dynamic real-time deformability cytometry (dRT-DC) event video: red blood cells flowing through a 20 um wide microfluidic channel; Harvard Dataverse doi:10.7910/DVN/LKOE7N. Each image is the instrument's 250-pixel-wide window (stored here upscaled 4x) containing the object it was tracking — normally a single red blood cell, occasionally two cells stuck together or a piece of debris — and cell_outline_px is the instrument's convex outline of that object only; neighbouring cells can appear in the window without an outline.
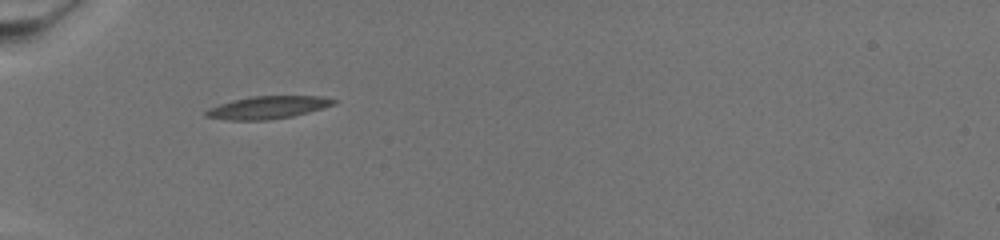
{"species": "common noctule bat (a hibernating species)", "species_latin": "Nyctalus noctula", "temperature_condition": "warm", "stored_images_in_passage": 47, "camera_frame_rate_fps": 3000, "um_per_image_px": 0.085, "animal": {"sex": "female", "body_mass_g": 19.5, "forearm_length_mm": 54.1}, "frame": {"image": 1, "passage_image": 1, "time_ms": 0.0, "image_size_px": [1000, 240], "cell_outline_px": [[336, 104], [308, 112], [292, 116], [268, 120], [228, 120], [204, 116], [204, 112], [208, 108], [232, 100], [252, 96], [320, 96], [336, 100]], "centroid_in_image_um": [22.73, 9.13], "position_along_channel_um": 62.3, "area_um2": 16.76}}
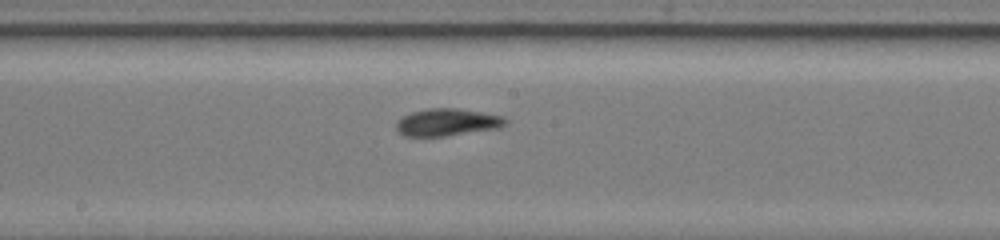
{"frame": {"image": 2, "passage_image": 17, "time_ms": 5.333, "image_size_px": [1000, 240], "cell_outline_px": [[508, 124], [500, 128], [444, 136], [404, 136], [396, 132], [396, 124], [404, 116], [412, 112], [428, 108], [456, 108], [504, 116], [508, 120]], "centroid_in_image_um": [38.04, 10.4], "position_along_channel_um": 210.2, "area_um2": 17.4}}
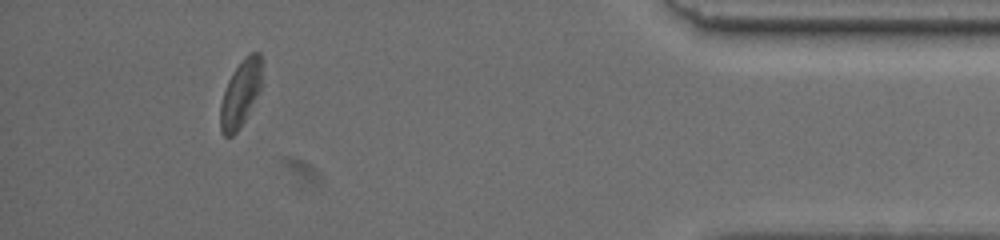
{"frame": {"image": 3, "passage_image": 42, "time_ms": 13.667, "image_size_px": [1000, 240], "cell_outline_px": [[264, 60], [260, 88], [240, 128], [232, 136], [224, 136], [220, 132], [220, 104], [228, 80], [232, 72], [244, 56], [252, 52], [260, 52]], "centroid_in_image_um": [20.45, 7.9], "position_along_channel_um": 414.7, "area_um2": 16.3}}